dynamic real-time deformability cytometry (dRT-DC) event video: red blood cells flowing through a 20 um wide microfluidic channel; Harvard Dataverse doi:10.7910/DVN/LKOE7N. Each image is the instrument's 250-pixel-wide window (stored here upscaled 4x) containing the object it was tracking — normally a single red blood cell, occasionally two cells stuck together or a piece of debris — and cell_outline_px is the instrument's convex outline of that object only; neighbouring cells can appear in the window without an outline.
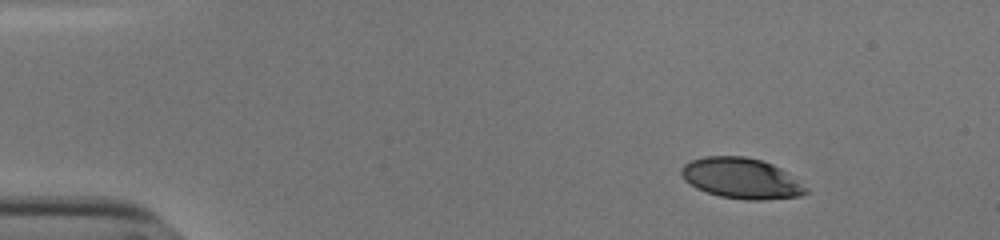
{"species": "human", "species_latin": "Homo sapiens", "temperature_condition": "cold", "stored_images_in_passage": 48, "camera_frame_rate_fps": 3000, "um_per_image_px": 0.085, "donor": {"sex": "male"}, "frame": {"image": 1, "passage_image": 1, "time_ms": 0.0, "image_size_px": [1000, 240], "cell_outline_px": [[808, 192], [800, 196], [764, 200], [744, 200], [720, 196], [696, 188], [684, 180], [680, 172], [680, 168], [684, 164], [692, 160], [704, 156], [744, 156], [760, 160], [772, 164], [788, 172], [808, 188]], "centroid_in_image_um": [63.02, 15.16], "position_along_channel_um": 22.0, "area_um2": 29.59}}
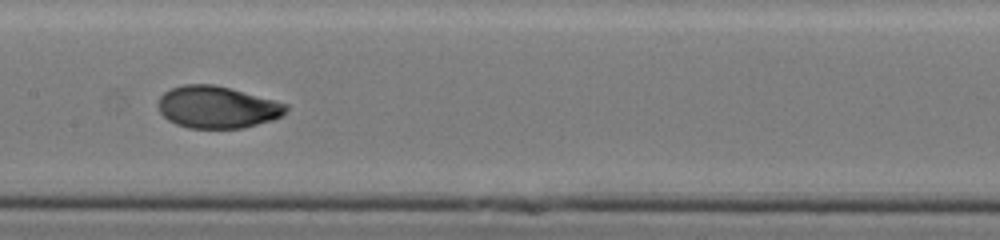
{"frame": {"image": 2, "passage_image": 22, "time_ms": 7.0, "image_size_px": [1000, 240], "cell_outline_px": [[288, 108], [280, 116], [272, 120], [244, 128], [188, 128], [176, 124], [168, 120], [160, 112], [156, 104], [160, 96], [164, 92], [172, 88], [184, 84], [212, 84], [276, 100], [288, 104]], "centroid_in_image_um": [18.43, 9.11], "position_along_channel_um": 189.0, "area_um2": 31.33}}
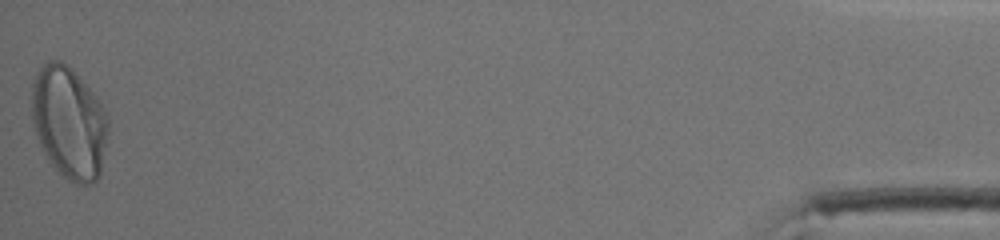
{"frame": {"image": 3, "passage_image": 48, "time_ms": 15.667, "image_size_px": [1000, 240], "cell_outline_px": [[108, 132], [100, 176], [92, 184], [76, 184], [68, 180], [48, 160], [36, 132], [32, 120], [32, 84], [36, 72], [48, 60], [60, 60], [72, 68], [96, 96], [108, 116]], "centroid_in_image_um": [5.88, 10.41], "position_along_channel_um": 429.3, "area_um2": 49.82}, "authors_computed_cell_mechanics": {"area_um2": 31.3276, "velocity_mm_per_s": 3.8008, "shape_relaxation_time_tau1_ms": 4.0812, "shape_relaxation_time_tau2_ms": null, "deformation_change_tau1": 0.2096, "deformation_change_tau2": null}}